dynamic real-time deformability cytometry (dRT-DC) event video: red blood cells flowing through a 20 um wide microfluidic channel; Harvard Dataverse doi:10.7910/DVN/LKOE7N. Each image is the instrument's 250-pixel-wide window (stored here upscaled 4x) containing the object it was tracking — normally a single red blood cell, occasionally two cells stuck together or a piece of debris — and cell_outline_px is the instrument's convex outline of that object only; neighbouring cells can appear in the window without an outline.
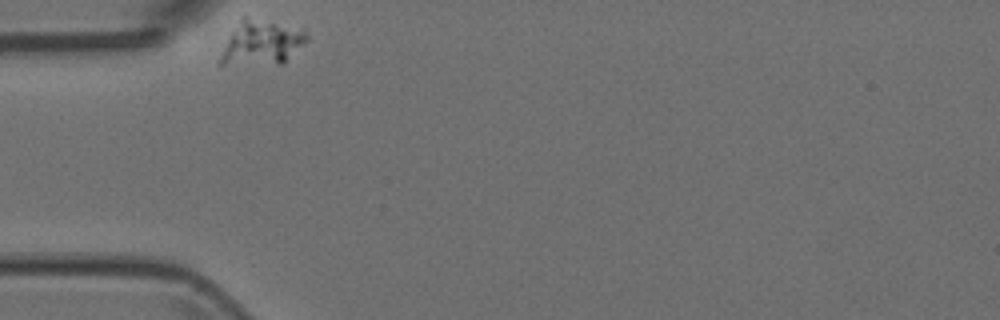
{"species": "Egyptian fruit bat (a non-hibernating species)", "species_latin": "Rousettus aegyptiacus", "temperature_condition": "room temperature", "stored_images_in_passage": 2, "camera_frame_rate_fps": 3000, "um_per_image_px": 0.085, "animal": {"sex": "female"}, "frame": {"image": 1, "passage_image": 1, "time_ms": 0.0, "image_size_px": [1000, 320], "cell_outline_px": [[308, 40], [284, 64], [216, 64], [232, 32], [240, 20], [244, 16], [304, 28], [308, 36]], "centroid_in_image_um": [22.29, 3.64], "position_along_channel_um": 62.7, "area_um2": 22.43}}